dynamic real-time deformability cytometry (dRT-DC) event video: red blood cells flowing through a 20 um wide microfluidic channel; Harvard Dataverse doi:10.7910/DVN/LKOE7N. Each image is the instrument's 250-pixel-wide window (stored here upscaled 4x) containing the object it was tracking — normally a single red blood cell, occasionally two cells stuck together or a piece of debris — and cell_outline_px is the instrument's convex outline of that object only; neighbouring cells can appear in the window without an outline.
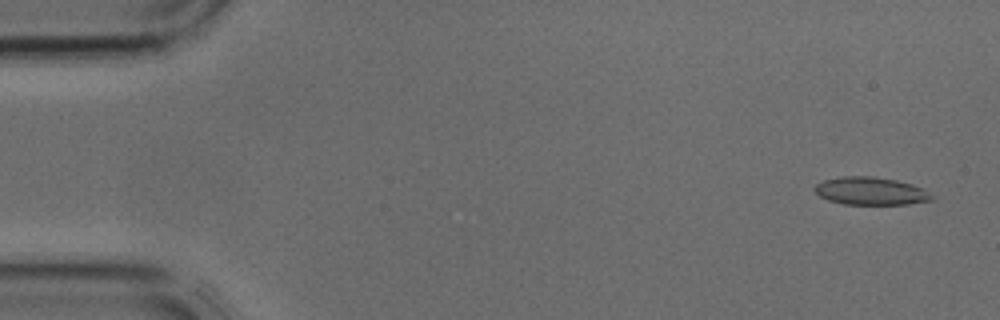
{"species": "common noctule bat (a hibernating species)", "species_latin": "Nyctalus noctula", "temperature_condition": "cold", "stored_images_in_passage": 3, "camera_frame_rate_fps": 3000, "um_per_image_px": 0.085, "animal": {"sex": "male", "body_mass_g": 17.9, "forearm_length_mm": 54.2}, "frame": {"image": 1, "passage_image": 1, "time_ms": 0.0, "image_size_px": [1000, 320], "cell_outline_px": [[936, 200], [908, 204], [844, 204], [828, 200], [820, 196], [812, 188], [816, 184], [824, 180], [840, 176], [872, 176], [896, 180], [912, 184], [936, 196]], "centroid_in_image_um": [74.03, 16.24], "position_along_channel_um": 11.0, "area_um2": 19.07}}